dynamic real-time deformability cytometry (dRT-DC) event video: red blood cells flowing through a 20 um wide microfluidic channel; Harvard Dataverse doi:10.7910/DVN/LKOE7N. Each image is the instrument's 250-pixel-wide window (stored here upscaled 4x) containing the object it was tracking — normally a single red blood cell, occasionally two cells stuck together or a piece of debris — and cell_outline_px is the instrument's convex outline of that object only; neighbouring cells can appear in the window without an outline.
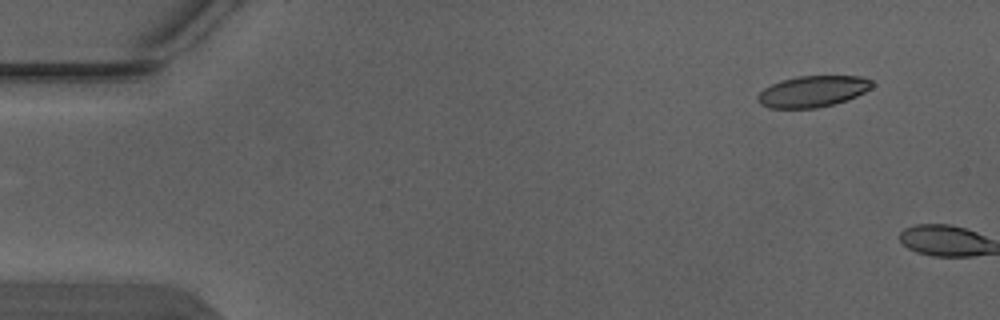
{"species": "Egyptian fruit bat (a non-hibernating species)", "species_latin": "Rousettus aegyptiacus", "temperature_condition": "warm", "stored_images_in_passage": 2, "camera_frame_rate_fps": 3000, "um_per_image_px": 0.085, "animal": {"sex": "male"}, "frame": {"image": 1, "passage_image": 1, "time_ms": 0.0, "image_size_px": [1000, 320], "cell_outline_px": [[872, 88], [848, 100], [816, 108], [768, 108], [760, 104], [756, 96], [764, 88], [780, 80], [796, 76], [860, 76], [872, 80]], "centroid_in_image_um": [69.06, 7.76], "position_along_channel_um": 15.9, "area_um2": 20.87}}